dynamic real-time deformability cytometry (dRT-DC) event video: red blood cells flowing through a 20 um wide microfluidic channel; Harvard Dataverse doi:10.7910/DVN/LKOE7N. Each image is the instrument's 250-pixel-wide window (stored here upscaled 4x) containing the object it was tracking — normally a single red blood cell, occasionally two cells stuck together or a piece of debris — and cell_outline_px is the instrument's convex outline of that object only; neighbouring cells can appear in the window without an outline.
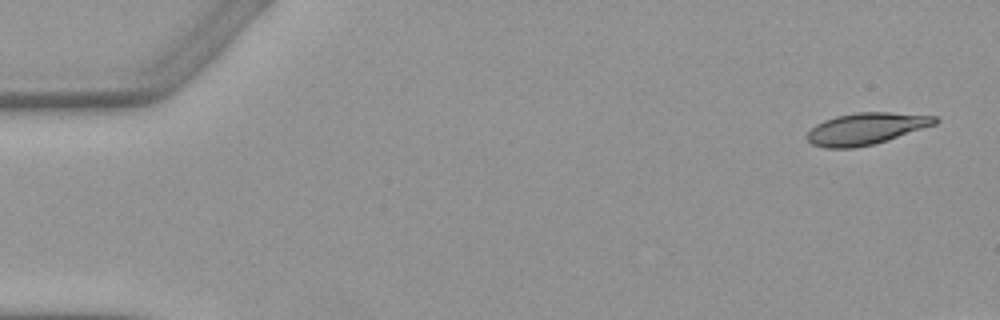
{"species": "Egyptian fruit bat (a non-hibernating species)", "species_latin": "Rousettus aegyptiacus", "temperature_condition": "warm", "stored_images_in_passage": 5, "camera_frame_rate_fps": 3000, "um_per_image_px": 0.085, "animal": {"sex": "female"}, "frame": {"image": 1, "passage_image": 1, "time_ms": 0.0, "image_size_px": [1000, 320], "cell_outline_px": [[940, 120], [936, 124], [888, 140], [856, 148], [824, 148], [812, 144], [804, 136], [816, 124], [824, 120], [836, 116], [856, 112], [888, 112], [936, 116]], "centroid_in_image_um": [73.6, 10.94], "position_along_channel_um": 11.4, "area_um2": 23.7}}
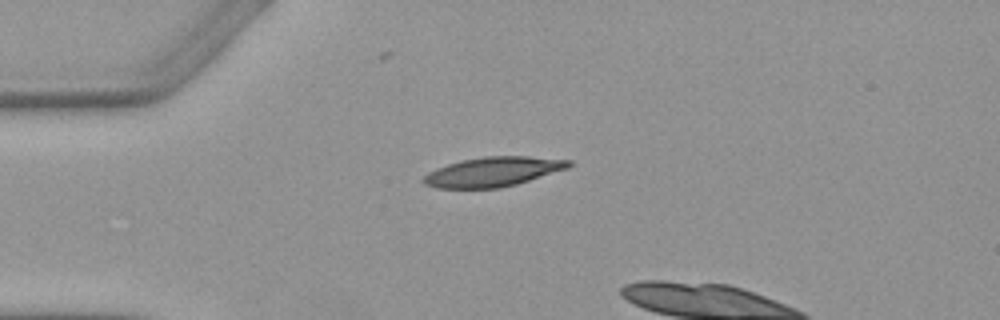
{"frame": {"image": 2, "passage_image": 4, "time_ms": 3.667, "image_size_px": [1000, 320], "cell_outline_px": [[572, 164], [568, 168], [516, 184], [500, 188], [436, 188], [424, 184], [420, 180], [428, 172], [436, 168], [448, 164], [464, 160], [484, 156], [528, 156], [572, 160]], "centroid_in_image_um": [41.89, 14.6], "position_along_channel_um": 43.1, "area_um2": 24.97}}